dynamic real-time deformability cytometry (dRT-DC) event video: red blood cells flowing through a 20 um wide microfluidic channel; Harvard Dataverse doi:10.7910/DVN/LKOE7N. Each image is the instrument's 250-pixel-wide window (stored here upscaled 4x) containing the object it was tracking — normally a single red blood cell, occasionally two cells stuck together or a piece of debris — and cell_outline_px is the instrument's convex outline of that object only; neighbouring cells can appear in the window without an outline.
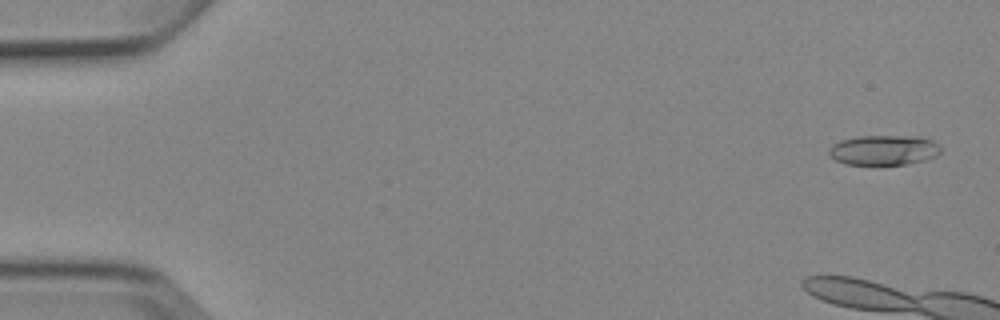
{"species": "Egyptian fruit bat (a non-hibernating species)", "species_latin": "Rousettus aegyptiacus", "temperature_condition": "cold", "stored_images_in_passage": 6, "camera_frame_rate_fps": 3000, "um_per_image_px": 0.085, "animal": {"sex": "female"}, "frame": {"image": 1, "passage_image": 1, "time_ms": 0.0, "image_size_px": [1000, 320], "cell_outline_px": [[940, 152], [936, 156], [924, 160], [908, 164], [844, 164], [828, 156], [828, 148], [832, 144], [840, 140], [860, 136], [920, 136], [932, 140], [940, 144]], "centroid_in_image_um": [75.11, 12.75], "position_along_channel_um": 9.9, "area_um2": 19.71}}